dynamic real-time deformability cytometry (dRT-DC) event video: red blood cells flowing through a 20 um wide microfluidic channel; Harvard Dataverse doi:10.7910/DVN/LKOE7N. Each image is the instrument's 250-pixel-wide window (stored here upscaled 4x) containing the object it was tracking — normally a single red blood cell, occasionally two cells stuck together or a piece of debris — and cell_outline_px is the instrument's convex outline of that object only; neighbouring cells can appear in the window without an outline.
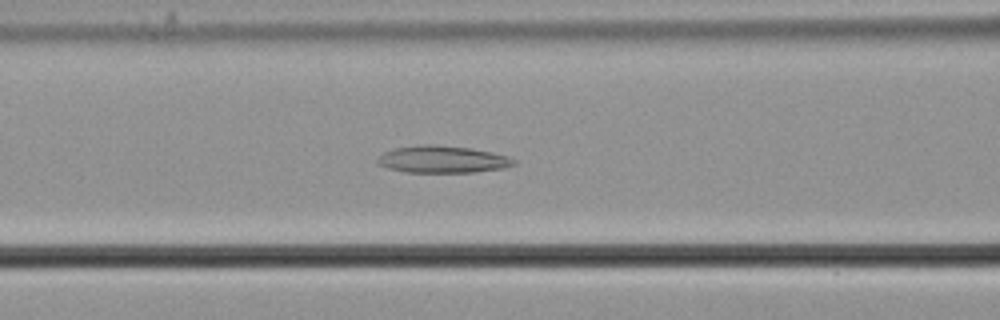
{"species": "common noctule bat (a hibernating species)", "species_latin": "Nyctalus noctula", "temperature_condition": "cold", "stored_images_in_passage": 44, "camera_frame_rate_fps": 3000, "um_per_image_px": 0.085, "animal": {"sex": "male", "body_mass_g": 21.5, "forearm_length_mm": 52.0}, "frame": {"image": 1, "passage_image": 12, "time_ms": 3.667, "image_size_px": [1000, 320], "cell_outline_px": [[516, 164], [504, 168], [472, 172], [404, 172], [388, 168], [380, 164], [376, 160], [384, 152], [396, 148], [428, 144], [468, 148], [492, 152], [508, 156], [516, 160]], "centroid_in_image_um": [37.64, 13.55], "position_along_channel_um": 129.0, "area_um2": 21.21}}
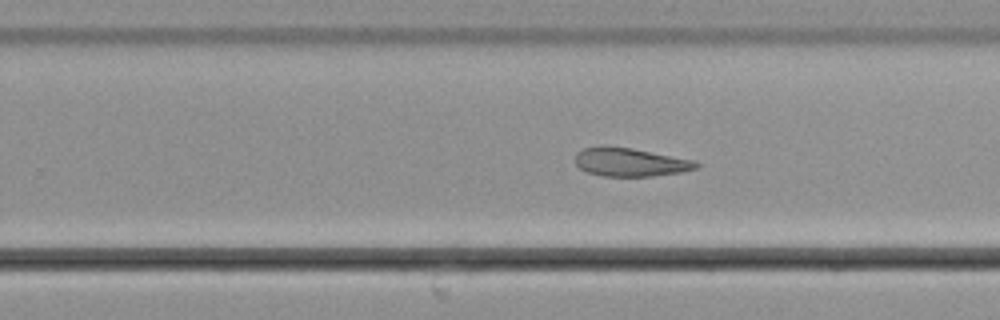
{"frame": {"image": 2, "passage_image": 24, "time_ms": 7.667, "image_size_px": [1000, 320], "cell_outline_px": [[700, 164], [696, 168], [680, 172], [652, 176], [604, 176], [588, 172], [580, 168], [576, 164], [576, 152], [584, 148], [604, 144], [632, 148], [696, 160]], "centroid_in_image_um": [53.56, 13.76], "position_along_channel_um": 276.2, "area_um2": 20.23}}
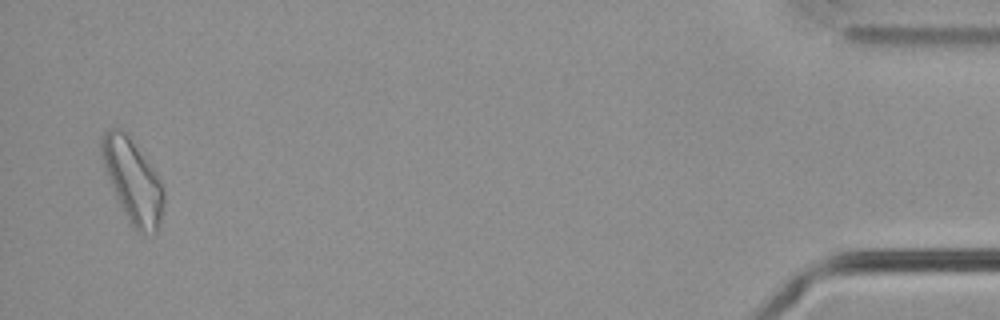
{"frame": {"image": 3, "passage_image": 43, "time_ms": 14.0, "image_size_px": [1000, 320], "cell_outline_px": [[164, 200], [160, 224], [156, 232], [152, 236], [140, 232], [128, 220], [116, 196], [104, 168], [100, 152], [100, 136], [108, 128], [116, 128], [128, 132], [152, 168], [164, 192]], "centroid_in_image_um": [11.26, 15.33], "position_along_channel_um": 423.9, "area_um2": 29.88}}